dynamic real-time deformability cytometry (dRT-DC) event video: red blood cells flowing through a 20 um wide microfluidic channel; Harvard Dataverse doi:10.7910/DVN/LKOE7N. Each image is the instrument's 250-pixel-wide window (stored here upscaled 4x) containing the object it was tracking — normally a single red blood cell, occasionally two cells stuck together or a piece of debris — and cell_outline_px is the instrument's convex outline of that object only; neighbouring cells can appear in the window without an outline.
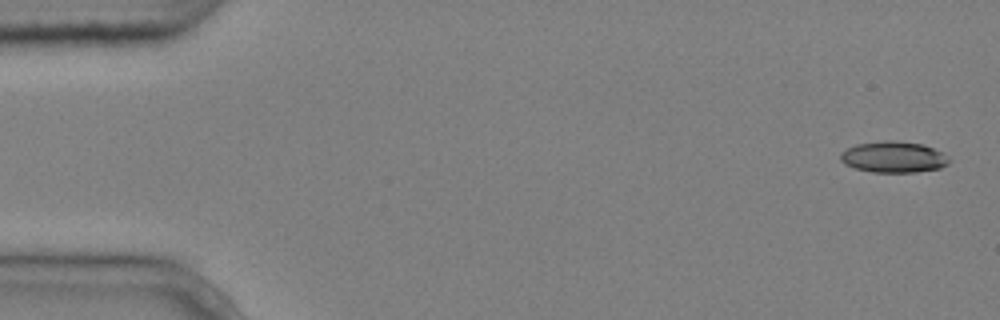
{"species": "common noctule bat (a hibernating species)", "species_latin": "Nyctalus noctula", "temperature_condition": "cold", "stored_images_in_passage": 5, "camera_frame_rate_fps": 3000, "um_per_image_px": 0.085, "animal": {"sex": "male", "body_mass_g": 20.4}, "frame": {"image": 1, "passage_image": 1, "time_ms": 0.0, "image_size_px": [1000, 320], "cell_outline_px": [[952, 160], [948, 164], [940, 168], [916, 172], [872, 172], [856, 168], [844, 164], [840, 160], [840, 152], [856, 144], [880, 140], [892, 140], [924, 144], [940, 152]], "centroid_in_image_um": [75.93, 13.34], "position_along_channel_um": 9.1, "area_um2": 19.83}}
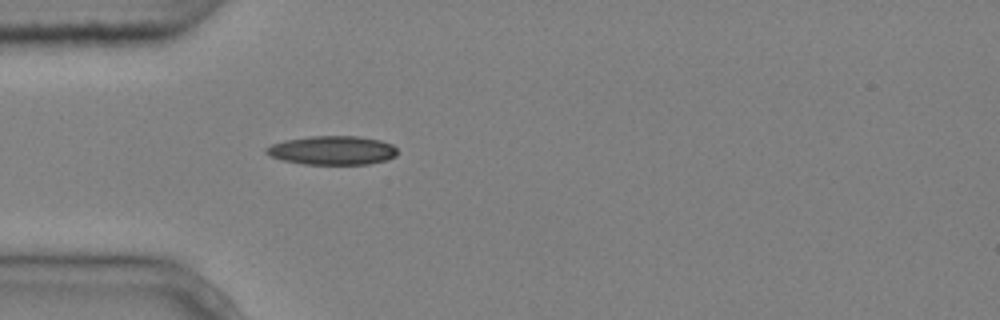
{"frame": {"image": 2, "passage_image": 5, "time_ms": 1.333, "image_size_px": [1000, 320], "cell_outline_px": [[396, 156], [384, 160], [368, 164], [304, 164], [284, 160], [272, 156], [264, 152], [264, 148], [272, 144], [284, 140], [312, 136], [356, 136], [380, 140], [392, 144], [396, 148]], "centroid_in_image_um": [28.23, 12.77], "position_along_channel_um": 56.8, "area_um2": 21.91}}